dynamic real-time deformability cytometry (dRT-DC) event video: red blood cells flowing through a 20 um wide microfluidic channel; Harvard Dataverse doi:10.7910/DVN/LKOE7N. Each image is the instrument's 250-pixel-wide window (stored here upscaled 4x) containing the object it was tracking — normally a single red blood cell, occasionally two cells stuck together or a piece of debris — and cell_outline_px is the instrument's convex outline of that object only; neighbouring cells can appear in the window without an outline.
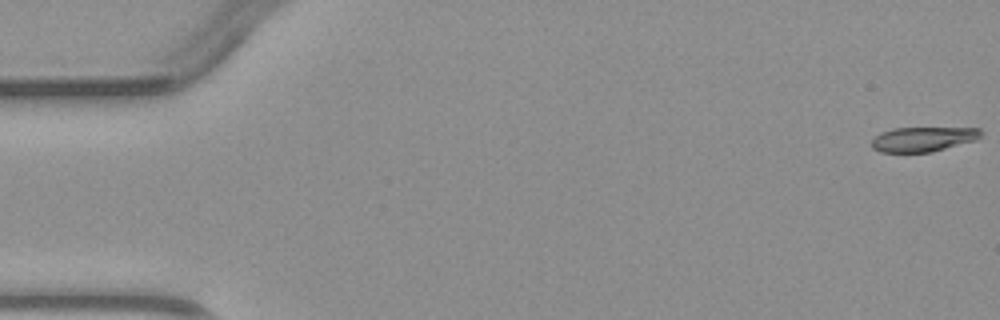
{"species": "common noctule bat (a hibernating species)", "species_latin": "Nyctalus noctula", "temperature_condition": "warm", "stored_images_in_passage": 5, "camera_frame_rate_fps": 3000, "um_per_image_px": 0.085, "animal": {"sex": "male", "body_mass_g": 23.1, "forearm_length_mm": 52.7}, "frame": {"image": 1, "passage_image": 1, "time_ms": 0.0, "image_size_px": [1000, 320], "cell_outline_px": [[980, 136], [976, 140], [932, 152], [880, 152], [872, 148], [872, 140], [880, 132], [892, 128], [980, 128]], "centroid_in_image_um": [78.43, 11.83], "position_along_channel_um": 6.6, "area_um2": 15.66}}
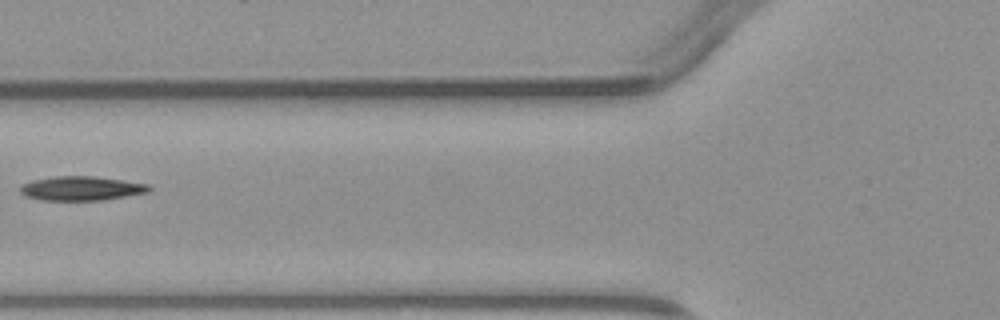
{"frame": {"image": 2, "passage_image": 5, "time_ms": 6.0, "image_size_px": [1000, 320], "cell_outline_px": [[152, 188], [148, 192], [100, 200], [40, 200], [28, 196], [20, 192], [20, 188], [24, 184], [32, 180], [56, 176], [96, 176], [148, 184]], "centroid_in_image_um": [6.92, 16.0], "position_along_channel_um": 118.9, "area_um2": 17.92}}